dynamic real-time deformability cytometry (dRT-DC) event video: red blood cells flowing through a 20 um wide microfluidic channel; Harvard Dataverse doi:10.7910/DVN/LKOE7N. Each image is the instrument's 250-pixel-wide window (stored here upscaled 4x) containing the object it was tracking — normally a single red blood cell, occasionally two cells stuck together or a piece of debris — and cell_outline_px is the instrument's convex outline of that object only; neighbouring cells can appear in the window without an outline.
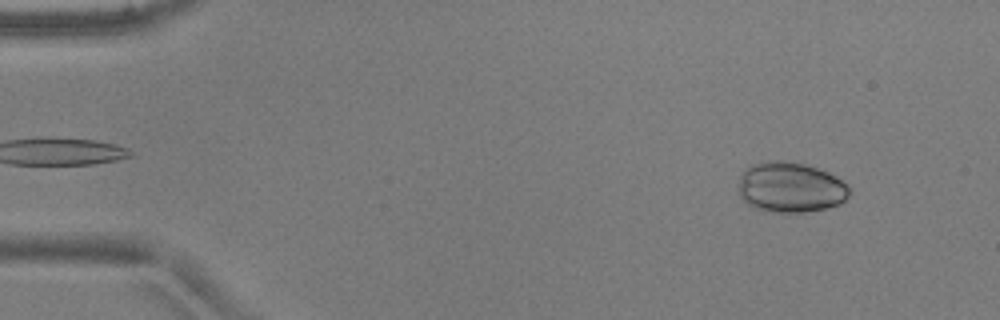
{"species": "common noctule bat (a hibernating species)", "species_latin": "Nyctalus noctula", "temperature_condition": "warm", "stored_images_in_passage": 51, "camera_frame_rate_fps": 3000, "um_per_image_px": 0.085, "animal": {"sex": "male", "body_mass_g": 17.9, "forearm_length_mm": 54.2}, "frame": {"image": 1, "passage_image": 5, "time_ms": 1.333, "image_size_px": [1000, 320], "cell_outline_px": [[852, 192], [840, 204], [824, 208], [804, 212], [776, 212], [752, 208], [740, 196], [740, 176], [744, 168], [752, 164], [772, 160], [784, 160], [804, 164], [828, 172], [836, 176], [848, 184]], "centroid_in_image_um": [67.21, 15.91], "position_along_channel_um": 17.8, "area_um2": 32.66}}
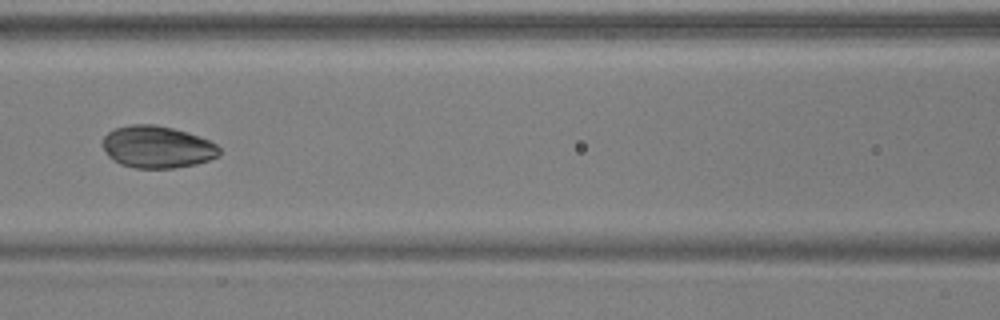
{"frame": {"image": 2, "passage_image": 23, "time_ms": 7.333, "image_size_px": [1000, 320], "cell_outline_px": [[220, 156], [196, 164], [172, 168], [136, 168], [120, 164], [112, 160], [108, 156], [100, 144], [104, 136], [108, 132], [116, 128], [132, 124], [152, 124], [172, 128], [208, 140], [216, 144], [220, 148]], "centroid_in_image_um": [13.32, 12.5], "position_along_channel_um": 153.3, "area_um2": 28.61}}
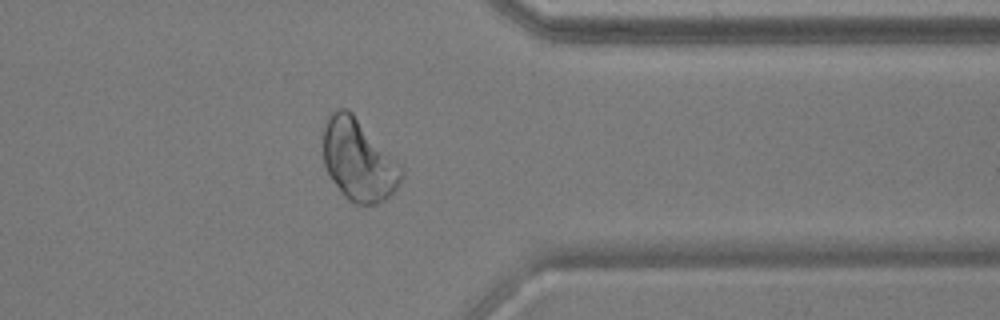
{"frame": {"image": 3, "passage_image": 41, "time_ms": 13.333, "image_size_px": [1000, 320], "cell_outline_px": [[404, 176], [400, 184], [384, 200], [376, 204], [356, 204], [348, 200], [340, 192], [332, 180], [324, 164], [324, 120], [336, 108], [348, 108], [352, 112], [404, 168]], "centroid_in_image_um": [30.48, 13.6], "position_along_channel_um": 380.9, "area_um2": 37.22}}